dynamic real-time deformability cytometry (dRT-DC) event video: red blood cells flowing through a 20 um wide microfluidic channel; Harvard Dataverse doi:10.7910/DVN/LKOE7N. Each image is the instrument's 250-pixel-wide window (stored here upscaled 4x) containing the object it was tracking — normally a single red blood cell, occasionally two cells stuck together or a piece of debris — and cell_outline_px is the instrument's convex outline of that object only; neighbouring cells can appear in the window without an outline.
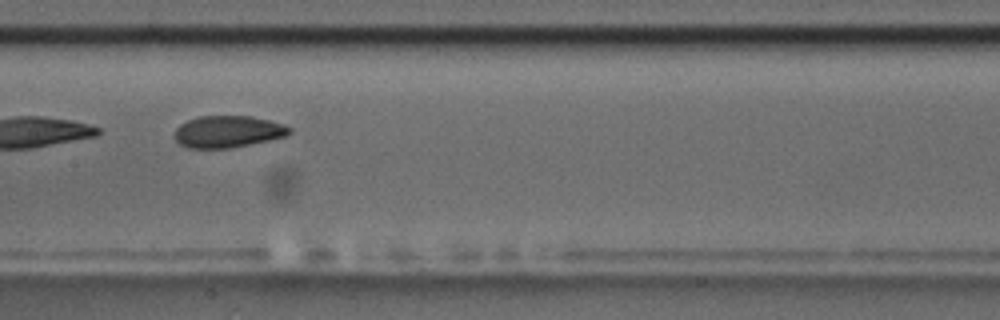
{"species": "common noctule bat (a hibernating species)", "species_latin": "Nyctalus noctula", "temperature_condition": "room temperature", "stored_images_in_passage": 14, "camera_frame_rate_fps": 3000, "um_per_image_px": 0.085, "animal": {"sex": "male", "body_mass_g": 17.5, "forearm_length_mm": 52.3}, "frame": {"image": 1, "passage_image": 8, "time_ms": 9.0, "image_size_px": [1000, 320], "cell_outline_px": [[292, 132], [284, 136], [268, 140], [232, 148], [188, 148], [180, 144], [176, 140], [176, 128], [180, 124], [188, 120], [200, 116], [252, 116], [284, 124], [292, 128]], "centroid_in_image_um": [19.38, 11.18], "position_along_channel_um": 188.0, "area_um2": 21.21}}
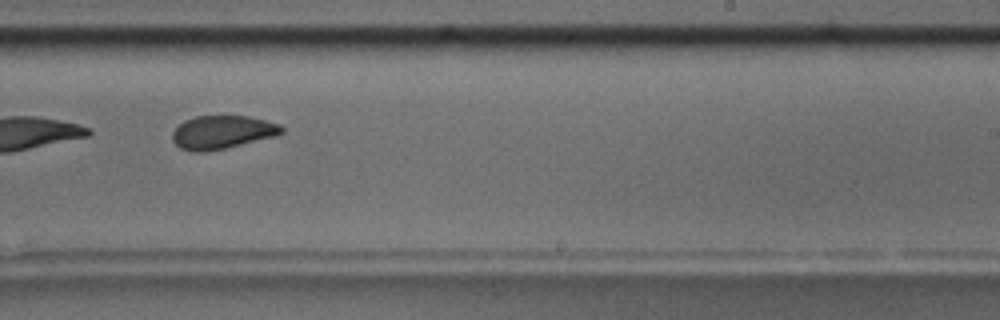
{"frame": {"image": 2, "passage_image": 10, "time_ms": 11.333, "image_size_px": [1000, 320], "cell_outline_px": [[284, 132], [276, 136], [224, 148], [200, 152], [196, 152], [180, 148], [172, 140], [172, 132], [184, 120], [196, 116], [248, 116], [280, 124], [284, 128]], "centroid_in_image_um": [18.89, 11.23], "position_along_channel_um": 270.1, "area_um2": 21.04}, "authors_computed_cell_mechanics": {"area_um2": 22.0796, "velocity_mm_per_s": 3.5176, "shape_relaxation_time_tau1_ms": 2.6615, "shape_relaxation_time_tau2_ms": 4.179, "deformation_change_tau1": 0.1667, "deformation_change_tau2": 0.0861}}